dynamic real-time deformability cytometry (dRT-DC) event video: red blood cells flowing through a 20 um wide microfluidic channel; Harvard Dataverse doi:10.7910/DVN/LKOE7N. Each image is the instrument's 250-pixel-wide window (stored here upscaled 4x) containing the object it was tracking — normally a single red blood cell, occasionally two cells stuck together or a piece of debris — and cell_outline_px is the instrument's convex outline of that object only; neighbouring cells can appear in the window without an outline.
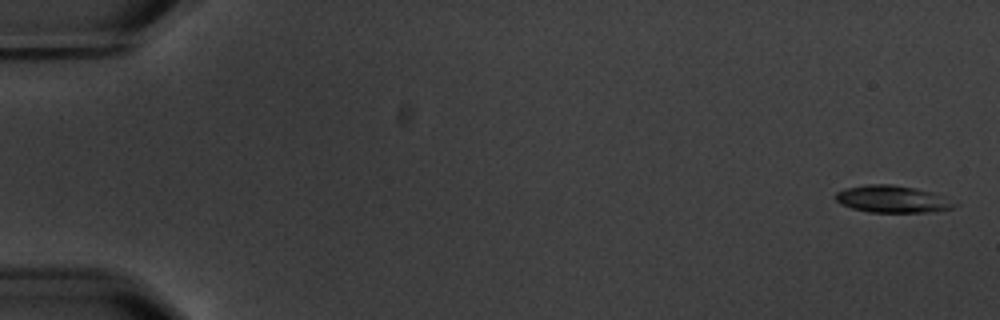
{"species": "common noctule bat (a hibernating species)", "species_latin": "Nyctalus noctula", "temperature_condition": "warm", "stored_images_in_passage": 7, "camera_frame_rate_fps": 3000, "um_per_image_px": 0.085, "animal": {"sex": "male", "body_mass_g": 20.1, "forearm_length_mm": 53.5}, "frame": {"image": 1, "passage_image": 1, "time_ms": 0.0, "image_size_px": [1000, 320], "cell_outline_px": [[960, 204], [952, 208], [928, 212], [868, 212], [852, 208], [840, 204], [836, 200], [836, 192], [844, 188], [868, 184], [892, 184], [916, 188], [928, 192]], "centroid_in_image_um": [75.79, 16.92], "position_along_channel_um": 9.2, "area_um2": 18.55}}
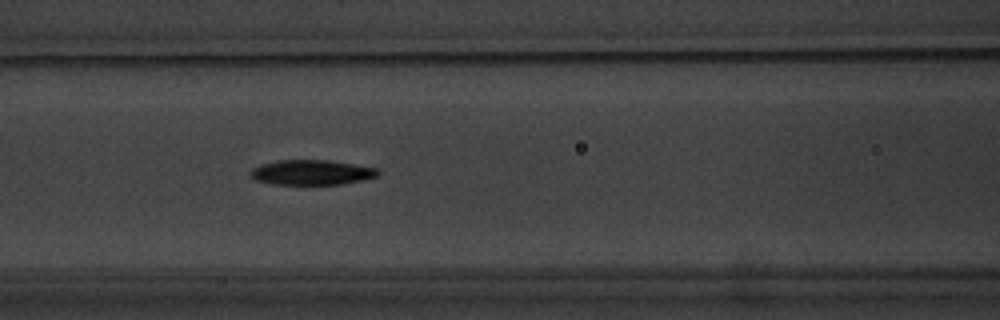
{"frame": {"image": 2, "passage_image": 7, "time_ms": 8.0, "image_size_px": [1000, 320], "cell_outline_px": [[380, 172], [376, 176], [364, 180], [340, 184], [272, 184], [256, 180], [248, 172], [252, 168], [260, 164], [276, 160], [328, 160], [376, 168]], "centroid_in_image_um": [26.44, 14.65], "position_along_channel_um": 140.2, "area_um2": 18.5}}